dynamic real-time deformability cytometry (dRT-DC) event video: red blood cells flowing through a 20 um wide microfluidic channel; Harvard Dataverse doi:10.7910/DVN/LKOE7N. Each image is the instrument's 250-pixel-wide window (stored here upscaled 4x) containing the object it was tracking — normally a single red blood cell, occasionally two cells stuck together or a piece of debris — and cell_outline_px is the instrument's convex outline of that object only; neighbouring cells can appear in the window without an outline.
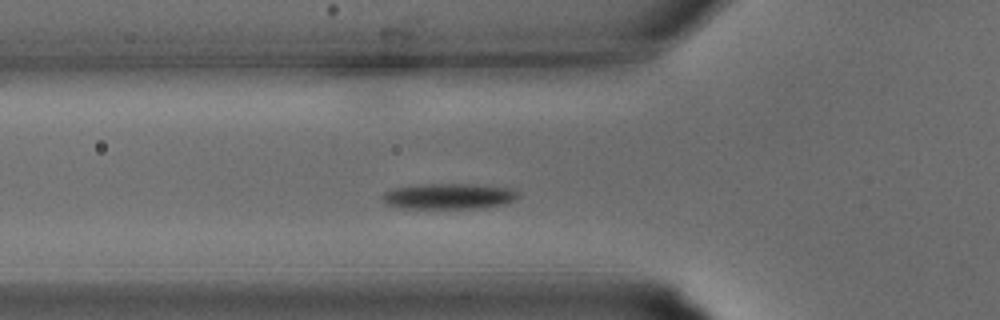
{"species": "common noctule bat (a hibernating species)", "species_latin": "Nyctalus noctula", "temperature_condition": "warm", "stored_images_in_passage": 30, "segment_of_instrument_passage": [1, 2], "camera_frame_rate_fps": 3000, "um_per_image_px": 0.085, "animal": {"sex": "male", "body_mass_g": 15.6}, "frame": {"image": 1, "passage_image": 7, "time_ms": 2.0, "image_size_px": [1000, 320], "cell_outline_px": [[516, 196], [512, 200], [504, 204], [484, 208], [400, 208], [384, 204], [380, 196], [384, 192], [396, 188], [420, 184], [472, 184], [508, 188], [516, 192]], "centroid_in_image_um": [38.05, 16.69], "position_along_channel_um": 87.8, "area_um2": 20.17}}
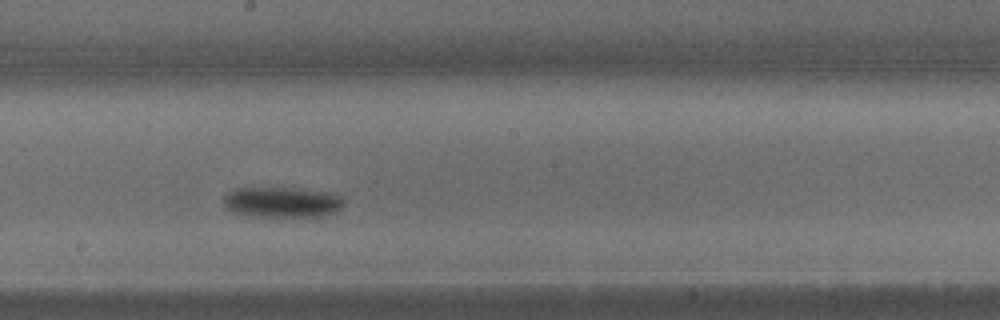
{"frame": {"image": 2, "passage_image": 14, "time_ms": 4.333, "image_size_px": [1000, 320], "cell_outline_px": [[344, 204], [336, 212], [324, 216], [260, 216], [232, 212], [224, 204], [224, 196], [232, 188], [292, 188], [336, 192], [344, 200]], "centroid_in_image_um": [24.03, 17.17], "position_along_channel_um": 224.2, "area_um2": 21.44}}
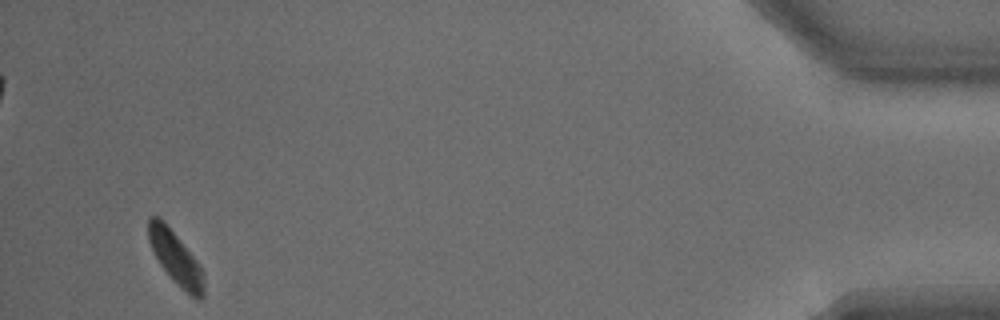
{"frame": {"image": 3, "passage_image": 28, "time_ms": 9.0, "image_size_px": [1000, 320], "cell_outline_px": [[204, 296], [200, 300], [192, 296], [180, 288], [160, 264], [148, 240], [148, 216], [156, 216], [176, 236], [196, 260], [204, 276]], "centroid_in_image_um": [14.93, 21.98], "position_along_channel_um": 420.3, "area_um2": 16.42}}